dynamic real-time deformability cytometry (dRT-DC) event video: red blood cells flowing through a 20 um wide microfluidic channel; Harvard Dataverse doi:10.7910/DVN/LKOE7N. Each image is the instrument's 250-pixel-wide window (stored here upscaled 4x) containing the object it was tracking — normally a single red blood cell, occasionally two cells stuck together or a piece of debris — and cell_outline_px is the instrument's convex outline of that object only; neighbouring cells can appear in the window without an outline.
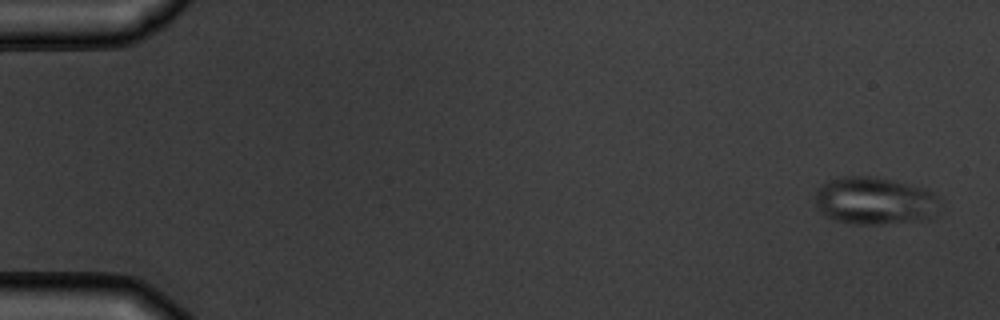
{"species": "common noctule bat (a hibernating species)", "species_latin": "Nyctalus noctula", "temperature_condition": "warm", "stored_images_in_passage": 8, "camera_frame_rate_fps": 3000, "um_per_image_px": 0.085, "animal": {"sex": "male", "body_mass_g": 19.5, "forearm_length_mm": 54.6}, "frame": {"image": 1, "passage_image": 1, "time_ms": 0.0, "image_size_px": [1000, 320], "cell_outline_px": [[936, 216], [932, 220], [880, 224], [852, 224], [836, 220], [820, 212], [816, 208], [816, 192], [820, 184], [828, 180], [844, 176], [880, 176], [928, 188], [936, 196]], "centroid_in_image_um": [74.36, 17.06], "position_along_channel_um": 10.6, "area_um2": 35.2}}